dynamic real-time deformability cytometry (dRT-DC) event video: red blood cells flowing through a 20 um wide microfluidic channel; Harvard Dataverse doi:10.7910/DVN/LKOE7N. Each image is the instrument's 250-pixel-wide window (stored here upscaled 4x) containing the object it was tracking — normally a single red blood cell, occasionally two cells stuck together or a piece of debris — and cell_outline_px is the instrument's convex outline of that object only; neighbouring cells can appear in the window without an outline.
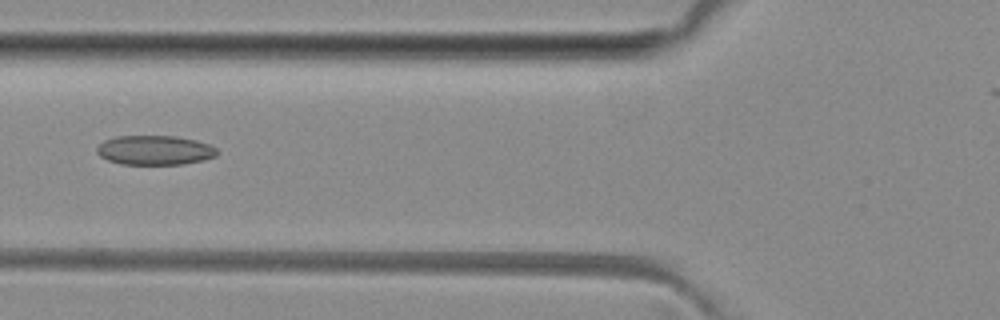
{"species": "common noctule bat (a hibernating species)", "species_latin": "Nyctalus noctula", "temperature_condition": "room temperature", "stored_images_in_passage": 6, "camera_frame_rate_fps": 3000, "um_per_image_px": 0.085, "animal": {"sex": "female", "body_mass_g": 29.2, "forearm_length_mm": 56.3}, "frame": {"image": 1, "passage_image": 6, "time_ms": 5.667, "image_size_px": [1000, 320], "cell_outline_px": [[216, 156], [204, 160], [184, 164], [120, 164], [108, 160], [100, 156], [96, 152], [96, 148], [104, 140], [116, 136], [176, 136], [196, 140], [208, 144], [216, 148]], "centroid_in_image_um": [13.14, 12.76], "position_along_channel_um": 112.7, "area_um2": 20.63}}